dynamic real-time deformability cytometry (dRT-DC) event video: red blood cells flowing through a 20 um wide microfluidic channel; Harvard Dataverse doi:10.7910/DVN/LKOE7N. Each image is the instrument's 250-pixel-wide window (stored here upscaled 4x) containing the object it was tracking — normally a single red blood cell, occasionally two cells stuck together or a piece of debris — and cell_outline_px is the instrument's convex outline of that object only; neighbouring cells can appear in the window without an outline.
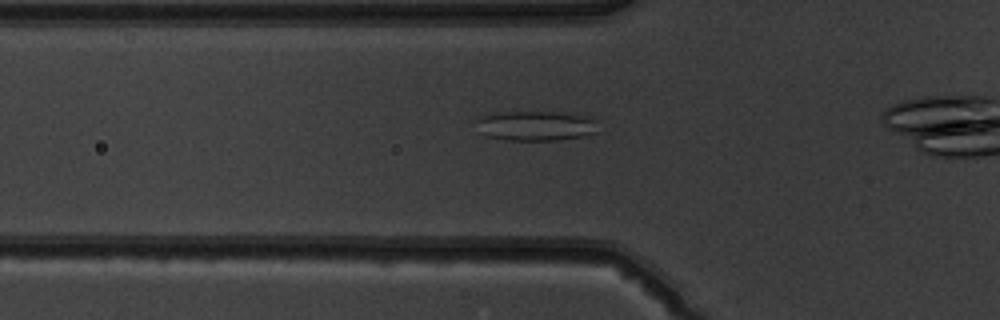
{"species": "common noctule bat (a hibernating species)", "species_latin": "Nyctalus noctula", "temperature_condition": "warm", "stored_images_in_passage": 36, "camera_frame_rate_fps": 3000, "um_per_image_px": 0.085, "animal": {"sex": "male", "body_mass_g": 19.5, "forearm_length_mm": 54.6}, "frame": {"image": 1, "passage_image": 12, "time_ms": 3.667, "image_size_px": [1000, 320], "cell_outline_px": [[600, 132], [584, 136], [560, 140], [508, 140], [484, 136], [480, 132], [476, 120], [484, 116], [504, 112], [552, 112], [584, 116], [592, 120]], "centroid_in_image_um": [45.53, 10.72], "position_along_channel_um": 80.3, "area_um2": 20.87}}
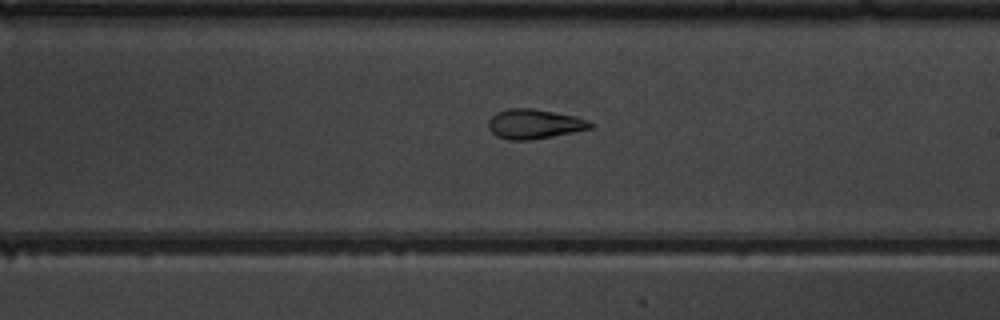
{"frame": {"image": 2, "passage_image": 24, "time_ms": 7.667, "image_size_px": [1000, 320], "cell_outline_px": [[592, 128], [532, 140], [508, 140], [496, 136], [488, 128], [488, 120], [496, 112], [508, 108], [532, 108], [576, 116], [588, 120], [592, 124]], "centroid_in_image_um": [45.38, 10.53], "position_along_channel_um": 243.6, "area_um2": 17.63}}
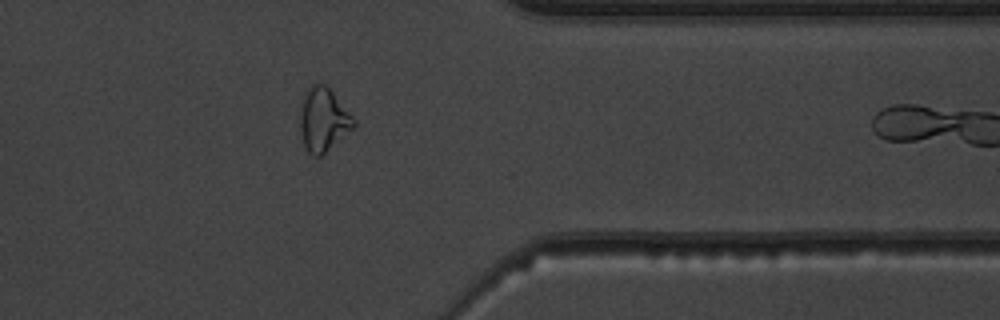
{"frame": {"image": 3, "passage_image": 35, "time_ms": 11.333, "image_size_px": [1000, 320], "cell_outline_px": [[356, 124], [352, 128], [320, 156], [312, 156], [308, 152], [304, 144], [300, 128], [300, 116], [304, 92], [308, 84], [324, 84], [332, 92], [356, 120]], "centroid_in_image_um": [27.45, 10.14], "position_along_channel_um": 383.9, "area_um2": 19.42}}